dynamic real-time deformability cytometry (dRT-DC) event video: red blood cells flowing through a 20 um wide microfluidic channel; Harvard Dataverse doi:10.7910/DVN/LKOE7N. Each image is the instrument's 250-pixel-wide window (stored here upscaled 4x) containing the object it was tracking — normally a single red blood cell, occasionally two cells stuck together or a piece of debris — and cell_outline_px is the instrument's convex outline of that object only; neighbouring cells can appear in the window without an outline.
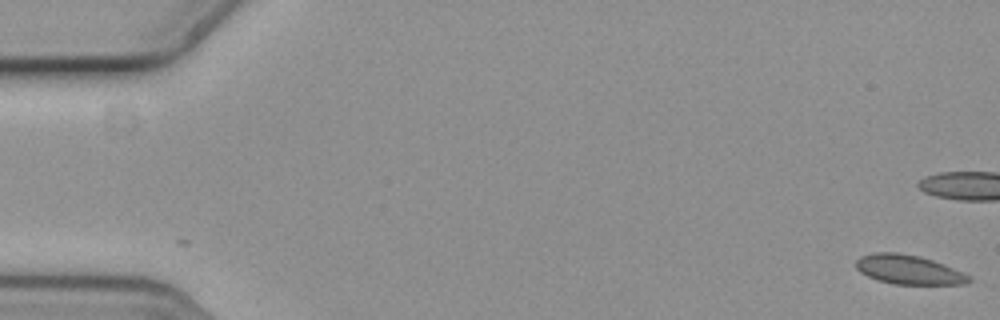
{"species": "common noctule bat (a hibernating species)", "species_latin": "Nyctalus noctula", "temperature_condition": "cold", "stored_images_in_passage": 59, "camera_frame_rate_fps": 3000, "um_per_image_px": 0.085, "animal": {"sex": "female", "body_mass_g": 19.3, "forearm_length_mm": 54.1}, "frame": {"image": 1, "passage_image": 1, "time_ms": 0.0, "image_size_px": [1000, 320], "cell_outline_px": [[972, 280], [968, 284], [892, 284], [876, 280], [860, 272], [856, 268], [856, 260], [860, 256], [872, 252], [900, 252], [920, 256], [944, 264], [964, 272], [972, 276]], "centroid_in_image_um": [77.25, 22.91], "position_along_channel_um": 7.8, "area_um2": 19.59}}
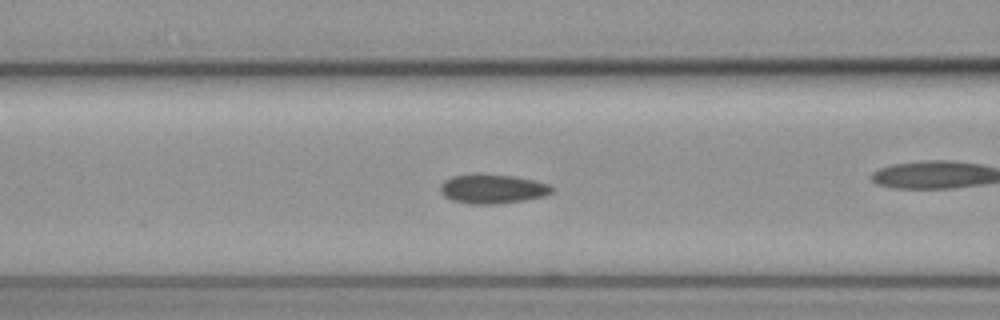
{"frame": {"image": 2, "passage_image": 24, "time_ms": 7.667, "image_size_px": [1000, 320], "cell_outline_px": [[552, 192], [544, 196], [524, 200], [500, 204], [468, 204], [452, 200], [444, 196], [440, 192], [440, 184], [444, 180], [452, 176], [476, 172], [516, 176], [536, 180], [548, 184], [552, 188]], "centroid_in_image_um": [41.82, 16.03], "position_along_channel_um": 124.8, "area_um2": 19.54}}
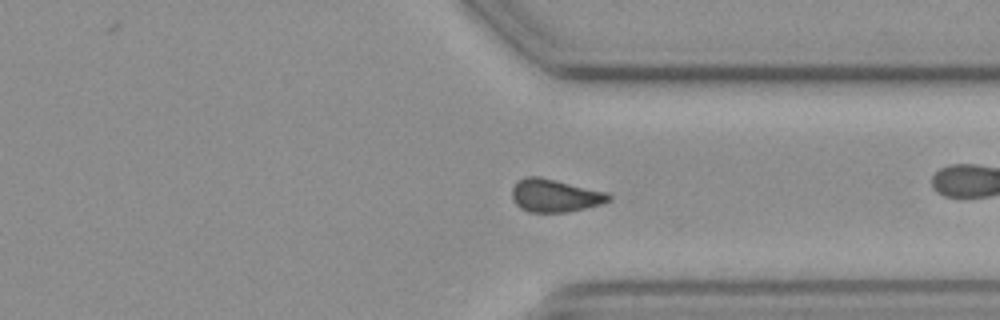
{"frame": {"image": 3, "passage_image": 44, "time_ms": 14.333, "image_size_px": [1000, 320], "cell_outline_px": [[612, 200], [600, 204], [568, 212], [528, 212], [520, 208], [512, 200], [512, 188], [520, 180], [528, 176], [540, 176], [608, 192], [612, 196]], "centroid_in_image_um": [47.18, 16.62], "position_along_channel_um": 364.2, "area_um2": 18.61}}